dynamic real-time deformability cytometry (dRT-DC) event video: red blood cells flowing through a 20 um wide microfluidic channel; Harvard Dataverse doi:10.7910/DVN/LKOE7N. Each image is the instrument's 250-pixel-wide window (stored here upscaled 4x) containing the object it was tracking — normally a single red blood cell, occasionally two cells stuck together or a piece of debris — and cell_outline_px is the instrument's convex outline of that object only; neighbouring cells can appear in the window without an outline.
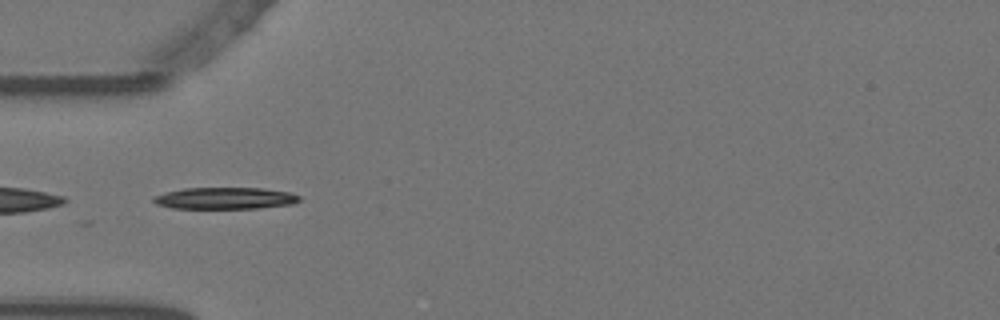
{"species": "Egyptian fruit bat (a non-hibernating species)", "species_latin": "Rousettus aegyptiacus", "temperature_condition": "warm", "stored_images_in_passage": 40, "camera_frame_rate_fps": 3000, "um_per_image_px": 0.085, "animal": {"sex": "female"}, "frame": {"image": 1, "passage_image": 1, "time_ms": 0.0, "image_size_px": [1000, 320], "cell_outline_px": [[300, 200], [292, 204], [260, 208], [172, 208], [156, 204], [152, 200], [152, 196], [164, 192], [184, 188], [264, 188], [292, 192], [300, 196]], "centroid_in_image_um": [19.13, 16.84], "position_along_channel_um": 65.9, "area_um2": 18.61}}
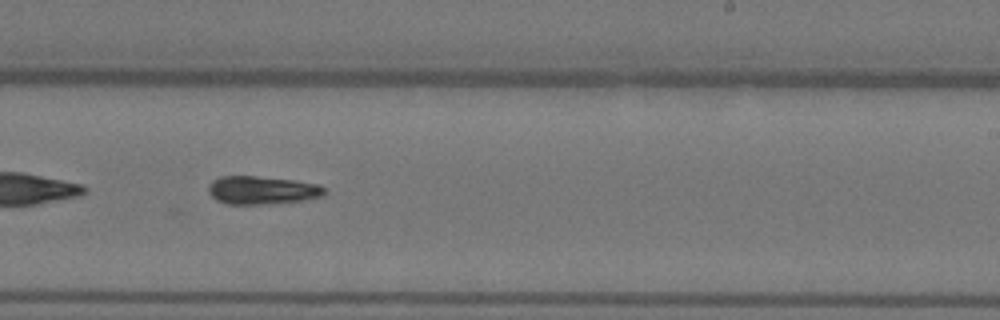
{"frame": {"image": 2, "passage_image": 18, "time_ms": 5.667, "image_size_px": [1000, 320], "cell_outline_px": [[324, 196], [304, 200], [268, 204], [228, 204], [216, 200], [208, 192], [208, 184], [212, 180], [220, 176], [256, 176], [296, 180], [320, 184], [324, 188]], "centroid_in_image_um": [22.27, 16.16], "position_along_channel_um": 266.7, "area_um2": 19.25}}
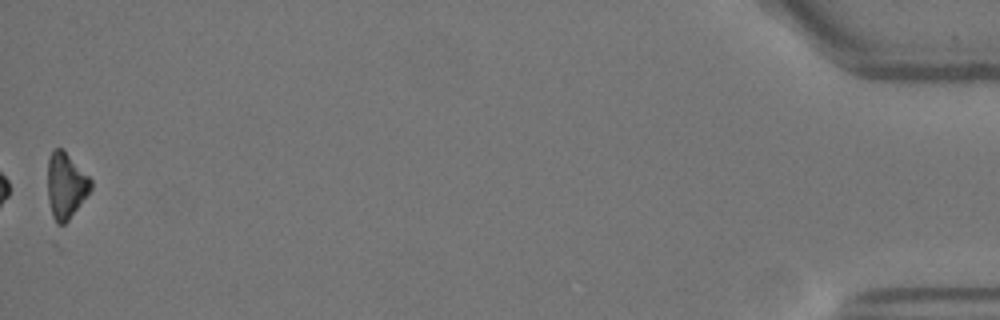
{"frame": {"image": 3, "passage_image": 40, "time_ms": 13.0, "image_size_px": [1000, 320], "cell_outline_px": [[92, 188], [68, 220], [64, 224], [56, 224], [52, 216], [48, 200], [48, 160], [52, 152], [56, 148], [64, 148], [92, 180]], "centroid_in_image_um": [5.59, 15.75], "position_along_channel_um": 429.6, "area_um2": 16.53}, "authors_computed_cell_mechanics": {"area_um2": 18.3515, "velocity_mm_per_s": 3.5448, "shape_relaxation_time_tau1_ms": 7.7389, "shape_relaxation_time_tau2_ms": null, "deformation_change_tau1": 0.235, "deformation_change_tau2": null}}